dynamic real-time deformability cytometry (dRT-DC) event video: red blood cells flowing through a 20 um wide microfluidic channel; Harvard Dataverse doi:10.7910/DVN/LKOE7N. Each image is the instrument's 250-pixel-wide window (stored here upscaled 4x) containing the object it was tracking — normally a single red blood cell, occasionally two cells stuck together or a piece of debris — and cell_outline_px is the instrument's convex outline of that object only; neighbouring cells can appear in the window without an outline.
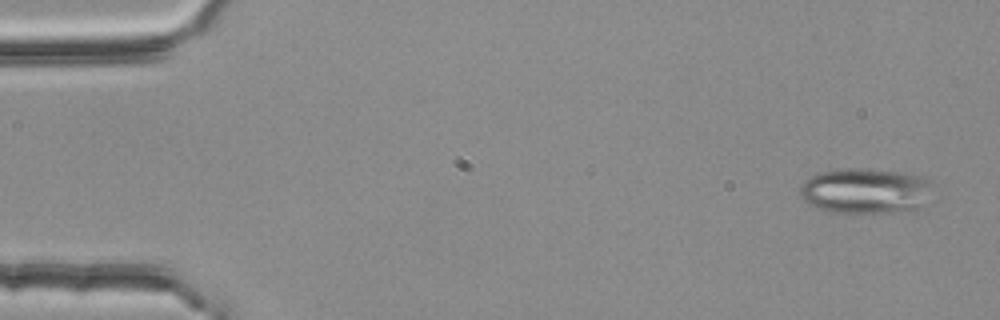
{"species": "common noctule bat (a hibernating species)", "species_latin": "Nyctalus noctula", "temperature_condition": "room temperature", "stored_images_in_passage": 4, "camera_frame_rate_fps": 3000, "um_per_image_px": 0.085, "animal": {"sex": "female", "body_mass_g": 25.1}, "frame": {"image": 1, "passage_image": 1, "time_ms": 0.0, "image_size_px": [1000, 320], "cell_outline_px": [[936, 184], [920, 208], [888, 212], [828, 212], [808, 204], [800, 196], [800, 184], [804, 180], [820, 172], [848, 168], [852, 168], [900, 172], [920, 176], [932, 180]], "centroid_in_image_um": [73.57, 16.22], "position_along_channel_um": 11.4, "area_um2": 35.08}}